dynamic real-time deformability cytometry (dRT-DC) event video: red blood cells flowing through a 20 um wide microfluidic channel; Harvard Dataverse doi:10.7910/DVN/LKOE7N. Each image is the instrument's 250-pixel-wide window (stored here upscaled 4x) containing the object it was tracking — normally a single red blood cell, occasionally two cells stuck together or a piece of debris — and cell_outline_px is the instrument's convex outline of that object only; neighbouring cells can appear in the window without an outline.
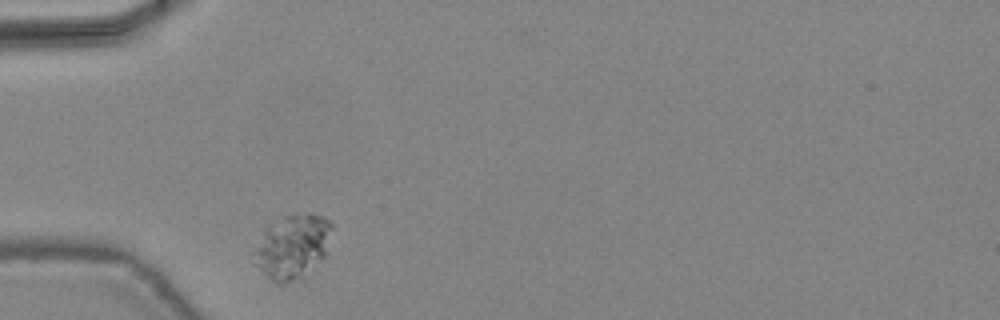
{"species": "common noctule bat (a hibernating species)", "species_latin": "Nyctalus noctula", "temperature_condition": "warm", "stored_images_in_passage": 28, "camera_frame_rate_fps": 3000, "um_per_image_px": 0.085, "animal": {"sex": "female", "body_mass_g": 24.6, "forearm_length_mm": 56.2}, "frame": {"image": 1, "passage_image": 1, "time_ms": 0.0, "image_size_px": [1000, 320], "cell_outline_px": [[332, 228], [324, 256], [320, 260], [300, 276], [284, 284], [276, 284], [256, 264], [252, 252], [264, 224], [284, 216], [308, 212], [312, 212], [324, 216], [332, 224]], "centroid_in_image_um": [24.8, 20.87], "position_along_channel_um": 60.2, "area_um2": 29.07}}
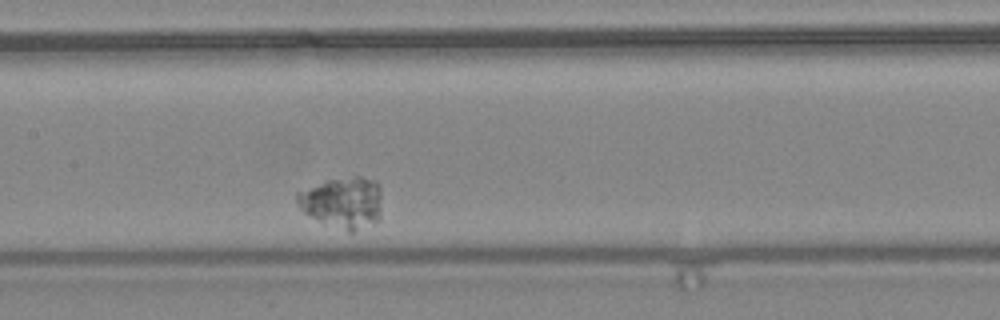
{"frame": {"image": 2, "passage_image": 11, "time_ms": 3.333, "image_size_px": [1000, 320], "cell_outline_px": [[380, 220], [352, 232], [348, 232], [320, 220], [304, 212], [300, 208], [296, 200], [296, 192], [328, 180], [356, 176], [360, 176], [376, 180], [380, 184]], "centroid_in_image_um": [29.17, 17.19], "position_along_channel_um": 178.2, "area_um2": 25.14}}
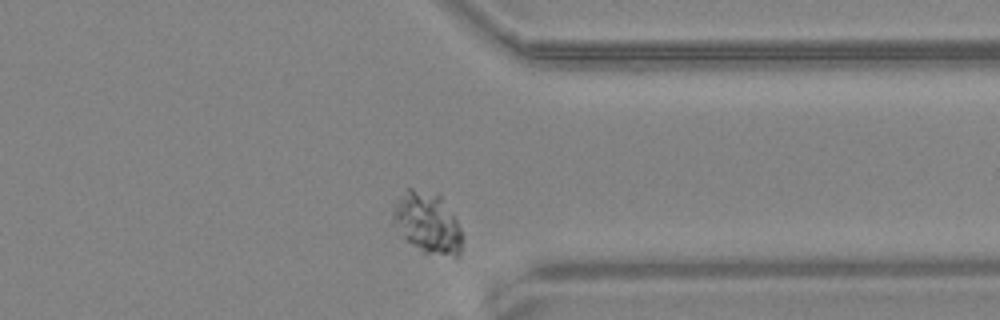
{"frame": {"image": 3, "passage_image": 26, "time_ms": 8.333, "image_size_px": [1000, 320], "cell_outline_px": [[460, 256], [456, 260], [420, 252], [404, 236], [392, 220], [392, 212], [396, 200], [408, 188], [412, 188], [440, 196], [456, 220], [460, 228]], "centroid_in_image_um": [36.34, 19.01], "position_along_channel_um": 375.1, "area_um2": 24.45}}